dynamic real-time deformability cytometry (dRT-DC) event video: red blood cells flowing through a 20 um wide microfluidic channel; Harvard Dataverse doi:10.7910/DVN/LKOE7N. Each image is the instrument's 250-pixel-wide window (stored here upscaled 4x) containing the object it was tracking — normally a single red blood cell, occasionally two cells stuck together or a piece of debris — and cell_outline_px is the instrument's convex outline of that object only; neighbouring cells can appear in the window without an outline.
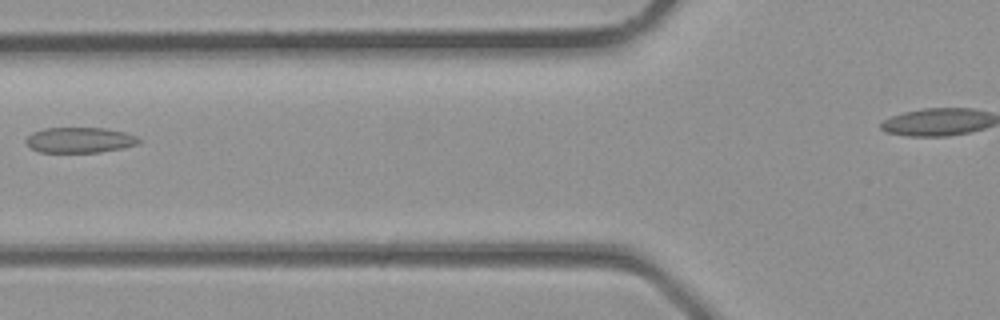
{"species": "common noctule bat (a hibernating species)", "species_latin": "Nyctalus noctula", "temperature_condition": "room temperature", "stored_images_in_passage": 2, "camera_frame_rate_fps": 3000, "um_per_image_px": 0.085, "animal": {"sex": "male", "body_mass_g": 23.1, "forearm_length_mm": 52.7}, "frame": {"image": 1, "passage_image": 2, "time_ms": 0.333, "image_size_px": [1000, 320], "cell_outline_px": [[140, 140], [136, 144], [124, 148], [100, 152], [40, 152], [32, 148], [24, 140], [32, 132], [48, 128], [104, 128], [124, 132], [136, 136]], "centroid_in_image_um": [6.77, 11.9], "position_along_channel_um": 119.0, "area_um2": 16.59}}